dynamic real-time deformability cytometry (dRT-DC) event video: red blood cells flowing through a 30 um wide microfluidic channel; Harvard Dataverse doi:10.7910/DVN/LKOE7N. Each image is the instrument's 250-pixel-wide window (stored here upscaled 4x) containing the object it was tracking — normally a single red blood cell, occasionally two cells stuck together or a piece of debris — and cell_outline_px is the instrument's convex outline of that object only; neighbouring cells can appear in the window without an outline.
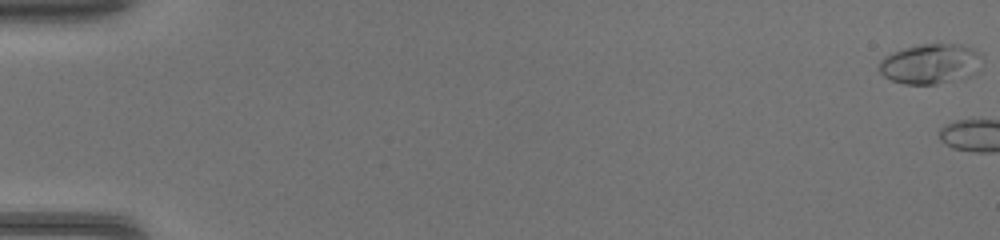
{"species": "common noctule bat (a hibernating species)", "species_latin": "Nyctalus noctula", "temperature_condition": "warm", "stored_images_in_passage": 4, "camera_frame_rate_fps": 3000, "um_per_image_px": 0.085, "animal": {"sex": "female", "body_mass_g": 17.0, "forearm_length_mm": 48.0}, "frame": {"image": 1, "passage_image": 1, "time_ms": 0.0, "image_size_px": [1000, 240], "cell_outline_px": [[984, 60], [980, 72], [972, 76], [936, 84], [904, 84], [892, 80], [884, 76], [880, 72], [880, 60], [884, 56], [900, 48], [920, 44], [960, 44], [972, 48], [980, 52]], "centroid_in_image_um": [79.16, 5.42], "position_along_channel_um": 5.8, "area_um2": 24.62}}